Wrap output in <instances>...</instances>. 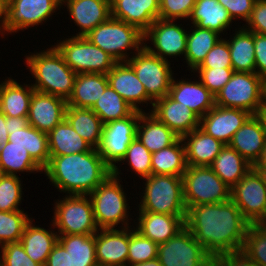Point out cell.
<instances>
[{
	"label": "cell",
	"mask_w": 266,
	"mask_h": 266,
	"mask_svg": "<svg viewBox=\"0 0 266 266\" xmlns=\"http://www.w3.org/2000/svg\"><path fill=\"white\" fill-rule=\"evenodd\" d=\"M229 13L230 17H242L246 22L251 17V13L256 0H217Z\"/></svg>",
	"instance_id": "f5cc1de1"
},
{
	"label": "cell",
	"mask_w": 266,
	"mask_h": 266,
	"mask_svg": "<svg viewBox=\"0 0 266 266\" xmlns=\"http://www.w3.org/2000/svg\"><path fill=\"white\" fill-rule=\"evenodd\" d=\"M192 33L187 34L185 58L188 65L195 70L206 58L207 53L220 40L218 33L209 29H201L194 25Z\"/></svg>",
	"instance_id": "60d3db41"
},
{
	"label": "cell",
	"mask_w": 266,
	"mask_h": 266,
	"mask_svg": "<svg viewBox=\"0 0 266 266\" xmlns=\"http://www.w3.org/2000/svg\"><path fill=\"white\" fill-rule=\"evenodd\" d=\"M128 227L122 230L101 229L95 233V253L98 266H127L129 252ZM126 262V263H125Z\"/></svg>",
	"instance_id": "44dd1931"
},
{
	"label": "cell",
	"mask_w": 266,
	"mask_h": 266,
	"mask_svg": "<svg viewBox=\"0 0 266 266\" xmlns=\"http://www.w3.org/2000/svg\"><path fill=\"white\" fill-rule=\"evenodd\" d=\"M5 126H6V116L0 110V152L2 146L4 145V142H7L9 137V132Z\"/></svg>",
	"instance_id": "680465c9"
},
{
	"label": "cell",
	"mask_w": 266,
	"mask_h": 266,
	"mask_svg": "<svg viewBox=\"0 0 266 266\" xmlns=\"http://www.w3.org/2000/svg\"><path fill=\"white\" fill-rule=\"evenodd\" d=\"M254 47L255 72L266 81V35L254 33Z\"/></svg>",
	"instance_id": "9f6ffc18"
},
{
	"label": "cell",
	"mask_w": 266,
	"mask_h": 266,
	"mask_svg": "<svg viewBox=\"0 0 266 266\" xmlns=\"http://www.w3.org/2000/svg\"><path fill=\"white\" fill-rule=\"evenodd\" d=\"M137 52L130 60L126 59V62L144 85L147 95L154 101L168 95L173 80L168 59H161L144 46Z\"/></svg>",
	"instance_id": "7c38bea8"
},
{
	"label": "cell",
	"mask_w": 266,
	"mask_h": 266,
	"mask_svg": "<svg viewBox=\"0 0 266 266\" xmlns=\"http://www.w3.org/2000/svg\"><path fill=\"white\" fill-rule=\"evenodd\" d=\"M26 87L12 79L0 84V110L5 116L28 117L34 88L27 85Z\"/></svg>",
	"instance_id": "836d02e7"
},
{
	"label": "cell",
	"mask_w": 266,
	"mask_h": 266,
	"mask_svg": "<svg viewBox=\"0 0 266 266\" xmlns=\"http://www.w3.org/2000/svg\"><path fill=\"white\" fill-rule=\"evenodd\" d=\"M45 266H70L69 253L59 242L48 255Z\"/></svg>",
	"instance_id": "6f0895ef"
},
{
	"label": "cell",
	"mask_w": 266,
	"mask_h": 266,
	"mask_svg": "<svg viewBox=\"0 0 266 266\" xmlns=\"http://www.w3.org/2000/svg\"><path fill=\"white\" fill-rule=\"evenodd\" d=\"M201 83L215 96L231 79L235 72L232 68H196Z\"/></svg>",
	"instance_id": "c3c4849f"
},
{
	"label": "cell",
	"mask_w": 266,
	"mask_h": 266,
	"mask_svg": "<svg viewBox=\"0 0 266 266\" xmlns=\"http://www.w3.org/2000/svg\"><path fill=\"white\" fill-rule=\"evenodd\" d=\"M92 44L111 55L117 62H126V49L141 48L144 33L137 27L127 24L122 20L110 17L99 24L85 36ZM142 41V42H141Z\"/></svg>",
	"instance_id": "52a82bcc"
},
{
	"label": "cell",
	"mask_w": 266,
	"mask_h": 266,
	"mask_svg": "<svg viewBox=\"0 0 266 266\" xmlns=\"http://www.w3.org/2000/svg\"><path fill=\"white\" fill-rule=\"evenodd\" d=\"M196 0H159V18L175 20L190 17Z\"/></svg>",
	"instance_id": "681fc988"
},
{
	"label": "cell",
	"mask_w": 266,
	"mask_h": 266,
	"mask_svg": "<svg viewBox=\"0 0 266 266\" xmlns=\"http://www.w3.org/2000/svg\"><path fill=\"white\" fill-rule=\"evenodd\" d=\"M36 78L35 91L51 94L68 101L73 93L77 74L66 64L56 47L26 58Z\"/></svg>",
	"instance_id": "3957f363"
},
{
	"label": "cell",
	"mask_w": 266,
	"mask_h": 266,
	"mask_svg": "<svg viewBox=\"0 0 266 266\" xmlns=\"http://www.w3.org/2000/svg\"><path fill=\"white\" fill-rule=\"evenodd\" d=\"M66 64L76 73L107 74L117 61L85 36H73L56 45Z\"/></svg>",
	"instance_id": "ba28073f"
},
{
	"label": "cell",
	"mask_w": 266,
	"mask_h": 266,
	"mask_svg": "<svg viewBox=\"0 0 266 266\" xmlns=\"http://www.w3.org/2000/svg\"><path fill=\"white\" fill-rule=\"evenodd\" d=\"M258 225L262 227L264 230H266V214L264 217L258 222Z\"/></svg>",
	"instance_id": "03108f58"
},
{
	"label": "cell",
	"mask_w": 266,
	"mask_h": 266,
	"mask_svg": "<svg viewBox=\"0 0 266 266\" xmlns=\"http://www.w3.org/2000/svg\"><path fill=\"white\" fill-rule=\"evenodd\" d=\"M54 225L59 228V234L93 235L98 229L93 212L91 199L86 195H69L56 203Z\"/></svg>",
	"instance_id": "4fadbf2b"
},
{
	"label": "cell",
	"mask_w": 266,
	"mask_h": 266,
	"mask_svg": "<svg viewBox=\"0 0 266 266\" xmlns=\"http://www.w3.org/2000/svg\"><path fill=\"white\" fill-rule=\"evenodd\" d=\"M30 221L28 215L22 210L4 212L0 211V244L1 247L7 243L21 240L24 228Z\"/></svg>",
	"instance_id": "7bdbcfd3"
},
{
	"label": "cell",
	"mask_w": 266,
	"mask_h": 266,
	"mask_svg": "<svg viewBox=\"0 0 266 266\" xmlns=\"http://www.w3.org/2000/svg\"><path fill=\"white\" fill-rule=\"evenodd\" d=\"M255 117L260 122L261 128L266 133V103L263 102L254 113Z\"/></svg>",
	"instance_id": "91938a15"
},
{
	"label": "cell",
	"mask_w": 266,
	"mask_h": 266,
	"mask_svg": "<svg viewBox=\"0 0 266 266\" xmlns=\"http://www.w3.org/2000/svg\"><path fill=\"white\" fill-rule=\"evenodd\" d=\"M251 115L243 109L215 105L200 118V128L208 135L228 145L235 132L243 126Z\"/></svg>",
	"instance_id": "ac0fdd59"
},
{
	"label": "cell",
	"mask_w": 266,
	"mask_h": 266,
	"mask_svg": "<svg viewBox=\"0 0 266 266\" xmlns=\"http://www.w3.org/2000/svg\"><path fill=\"white\" fill-rule=\"evenodd\" d=\"M117 177L111 173L89 194L93 204L95 223L99 229H111L121 221L127 220L128 204Z\"/></svg>",
	"instance_id": "9c48e42d"
},
{
	"label": "cell",
	"mask_w": 266,
	"mask_h": 266,
	"mask_svg": "<svg viewBox=\"0 0 266 266\" xmlns=\"http://www.w3.org/2000/svg\"><path fill=\"white\" fill-rule=\"evenodd\" d=\"M151 114L180 138L200 127V117L169 95L154 101Z\"/></svg>",
	"instance_id": "ffe728a7"
},
{
	"label": "cell",
	"mask_w": 266,
	"mask_h": 266,
	"mask_svg": "<svg viewBox=\"0 0 266 266\" xmlns=\"http://www.w3.org/2000/svg\"><path fill=\"white\" fill-rule=\"evenodd\" d=\"M197 68H232L228 41L219 40Z\"/></svg>",
	"instance_id": "816d5d0a"
},
{
	"label": "cell",
	"mask_w": 266,
	"mask_h": 266,
	"mask_svg": "<svg viewBox=\"0 0 266 266\" xmlns=\"http://www.w3.org/2000/svg\"><path fill=\"white\" fill-rule=\"evenodd\" d=\"M117 62L106 74L109 85L135 110L142 111L136 104L153 100L147 95L144 85L127 62Z\"/></svg>",
	"instance_id": "603a6c76"
},
{
	"label": "cell",
	"mask_w": 266,
	"mask_h": 266,
	"mask_svg": "<svg viewBox=\"0 0 266 266\" xmlns=\"http://www.w3.org/2000/svg\"><path fill=\"white\" fill-rule=\"evenodd\" d=\"M173 21L156 19L144 32V40L150 37L157 51L147 45H144V47L163 60H166V55H185L186 52L187 33L180 26L174 24Z\"/></svg>",
	"instance_id": "2e32d148"
},
{
	"label": "cell",
	"mask_w": 266,
	"mask_h": 266,
	"mask_svg": "<svg viewBox=\"0 0 266 266\" xmlns=\"http://www.w3.org/2000/svg\"><path fill=\"white\" fill-rule=\"evenodd\" d=\"M109 85L106 74H77L67 106L91 109Z\"/></svg>",
	"instance_id": "f1b7e54d"
},
{
	"label": "cell",
	"mask_w": 266,
	"mask_h": 266,
	"mask_svg": "<svg viewBox=\"0 0 266 266\" xmlns=\"http://www.w3.org/2000/svg\"><path fill=\"white\" fill-rule=\"evenodd\" d=\"M1 248L0 266H41L26 254L20 241L7 243Z\"/></svg>",
	"instance_id": "f907efd6"
},
{
	"label": "cell",
	"mask_w": 266,
	"mask_h": 266,
	"mask_svg": "<svg viewBox=\"0 0 266 266\" xmlns=\"http://www.w3.org/2000/svg\"><path fill=\"white\" fill-rule=\"evenodd\" d=\"M65 1L71 17L81 28L76 36H86L111 17V0H62Z\"/></svg>",
	"instance_id": "d4e9b609"
},
{
	"label": "cell",
	"mask_w": 266,
	"mask_h": 266,
	"mask_svg": "<svg viewBox=\"0 0 266 266\" xmlns=\"http://www.w3.org/2000/svg\"><path fill=\"white\" fill-rule=\"evenodd\" d=\"M43 171L59 190L86 196L112 173L96 148L88 152L50 156Z\"/></svg>",
	"instance_id": "7a4b0ae2"
},
{
	"label": "cell",
	"mask_w": 266,
	"mask_h": 266,
	"mask_svg": "<svg viewBox=\"0 0 266 266\" xmlns=\"http://www.w3.org/2000/svg\"><path fill=\"white\" fill-rule=\"evenodd\" d=\"M58 242L69 253L70 266H98L95 253V234L58 236Z\"/></svg>",
	"instance_id": "f35d334b"
},
{
	"label": "cell",
	"mask_w": 266,
	"mask_h": 266,
	"mask_svg": "<svg viewBox=\"0 0 266 266\" xmlns=\"http://www.w3.org/2000/svg\"><path fill=\"white\" fill-rule=\"evenodd\" d=\"M62 0H10L7 10V32H16L48 19Z\"/></svg>",
	"instance_id": "e0dca14e"
},
{
	"label": "cell",
	"mask_w": 266,
	"mask_h": 266,
	"mask_svg": "<svg viewBox=\"0 0 266 266\" xmlns=\"http://www.w3.org/2000/svg\"><path fill=\"white\" fill-rule=\"evenodd\" d=\"M50 156H63L88 152L93 147L64 119L48 133Z\"/></svg>",
	"instance_id": "4dcf8cb0"
},
{
	"label": "cell",
	"mask_w": 266,
	"mask_h": 266,
	"mask_svg": "<svg viewBox=\"0 0 266 266\" xmlns=\"http://www.w3.org/2000/svg\"><path fill=\"white\" fill-rule=\"evenodd\" d=\"M158 255V244L144 237L138 231L129 233L128 265L141 263L156 259Z\"/></svg>",
	"instance_id": "ee69618b"
},
{
	"label": "cell",
	"mask_w": 266,
	"mask_h": 266,
	"mask_svg": "<svg viewBox=\"0 0 266 266\" xmlns=\"http://www.w3.org/2000/svg\"><path fill=\"white\" fill-rule=\"evenodd\" d=\"M228 45L232 69L235 72L255 73L254 33L247 28L241 29Z\"/></svg>",
	"instance_id": "74e56055"
},
{
	"label": "cell",
	"mask_w": 266,
	"mask_h": 266,
	"mask_svg": "<svg viewBox=\"0 0 266 266\" xmlns=\"http://www.w3.org/2000/svg\"><path fill=\"white\" fill-rule=\"evenodd\" d=\"M168 95L188 106L200 118L215 106V96L201 82L172 80Z\"/></svg>",
	"instance_id": "83f0119b"
},
{
	"label": "cell",
	"mask_w": 266,
	"mask_h": 266,
	"mask_svg": "<svg viewBox=\"0 0 266 266\" xmlns=\"http://www.w3.org/2000/svg\"><path fill=\"white\" fill-rule=\"evenodd\" d=\"M258 168H265L266 169V144L263 149L262 155L259 161L255 164Z\"/></svg>",
	"instance_id": "e7e4bbea"
},
{
	"label": "cell",
	"mask_w": 266,
	"mask_h": 266,
	"mask_svg": "<svg viewBox=\"0 0 266 266\" xmlns=\"http://www.w3.org/2000/svg\"><path fill=\"white\" fill-rule=\"evenodd\" d=\"M214 266H258L242 250L225 253L214 258Z\"/></svg>",
	"instance_id": "11a10c76"
},
{
	"label": "cell",
	"mask_w": 266,
	"mask_h": 266,
	"mask_svg": "<svg viewBox=\"0 0 266 266\" xmlns=\"http://www.w3.org/2000/svg\"><path fill=\"white\" fill-rule=\"evenodd\" d=\"M182 142L184 141L179 137L172 145L152 153V174L183 177L187 164L185 146H180Z\"/></svg>",
	"instance_id": "8d00e7d4"
},
{
	"label": "cell",
	"mask_w": 266,
	"mask_h": 266,
	"mask_svg": "<svg viewBox=\"0 0 266 266\" xmlns=\"http://www.w3.org/2000/svg\"><path fill=\"white\" fill-rule=\"evenodd\" d=\"M43 171L22 146L4 142L0 152V174L16 175L20 171Z\"/></svg>",
	"instance_id": "ab89813d"
},
{
	"label": "cell",
	"mask_w": 266,
	"mask_h": 266,
	"mask_svg": "<svg viewBox=\"0 0 266 266\" xmlns=\"http://www.w3.org/2000/svg\"><path fill=\"white\" fill-rule=\"evenodd\" d=\"M252 169L258 174L262 183L266 186V169L258 168L255 164L252 165Z\"/></svg>",
	"instance_id": "6125c7cd"
},
{
	"label": "cell",
	"mask_w": 266,
	"mask_h": 266,
	"mask_svg": "<svg viewBox=\"0 0 266 266\" xmlns=\"http://www.w3.org/2000/svg\"><path fill=\"white\" fill-rule=\"evenodd\" d=\"M139 212L186 216L183 178L173 175H150Z\"/></svg>",
	"instance_id": "277c9868"
},
{
	"label": "cell",
	"mask_w": 266,
	"mask_h": 266,
	"mask_svg": "<svg viewBox=\"0 0 266 266\" xmlns=\"http://www.w3.org/2000/svg\"><path fill=\"white\" fill-rule=\"evenodd\" d=\"M129 266H162V265L159 262V260L156 258V259H153V260H150V261L141 262V263H135V264H132V265H129Z\"/></svg>",
	"instance_id": "be15d7a7"
},
{
	"label": "cell",
	"mask_w": 266,
	"mask_h": 266,
	"mask_svg": "<svg viewBox=\"0 0 266 266\" xmlns=\"http://www.w3.org/2000/svg\"><path fill=\"white\" fill-rule=\"evenodd\" d=\"M9 132L8 141L12 145L24 147L31 158L44 169L50 160L48 134L29 125L28 117L6 116V126Z\"/></svg>",
	"instance_id": "9a60e30c"
},
{
	"label": "cell",
	"mask_w": 266,
	"mask_h": 266,
	"mask_svg": "<svg viewBox=\"0 0 266 266\" xmlns=\"http://www.w3.org/2000/svg\"><path fill=\"white\" fill-rule=\"evenodd\" d=\"M66 108L65 99L34 90L30 101L28 123L48 134L65 119Z\"/></svg>",
	"instance_id": "d6986e66"
},
{
	"label": "cell",
	"mask_w": 266,
	"mask_h": 266,
	"mask_svg": "<svg viewBox=\"0 0 266 266\" xmlns=\"http://www.w3.org/2000/svg\"><path fill=\"white\" fill-rule=\"evenodd\" d=\"M141 122L144 124H138L136 137L151 153L172 145L179 138L151 113L147 115L140 111L139 123Z\"/></svg>",
	"instance_id": "f546056e"
},
{
	"label": "cell",
	"mask_w": 266,
	"mask_h": 266,
	"mask_svg": "<svg viewBox=\"0 0 266 266\" xmlns=\"http://www.w3.org/2000/svg\"><path fill=\"white\" fill-rule=\"evenodd\" d=\"M249 225L231 199L186 210L185 227L213 258L242 250Z\"/></svg>",
	"instance_id": "6da1fadb"
},
{
	"label": "cell",
	"mask_w": 266,
	"mask_h": 266,
	"mask_svg": "<svg viewBox=\"0 0 266 266\" xmlns=\"http://www.w3.org/2000/svg\"><path fill=\"white\" fill-rule=\"evenodd\" d=\"M247 23L248 31L266 35V0H256Z\"/></svg>",
	"instance_id": "db71d44e"
},
{
	"label": "cell",
	"mask_w": 266,
	"mask_h": 266,
	"mask_svg": "<svg viewBox=\"0 0 266 266\" xmlns=\"http://www.w3.org/2000/svg\"><path fill=\"white\" fill-rule=\"evenodd\" d=\"M193 25L201 29L223 32L232 21L228 11L217 0H196L190 15Z\"/></svg>",
	"instance_id": "d590c367"
},
{
	"label": "cell",
	"mask_w": 266,
	"mask_h": 266,
	"mask_svg": "<svg viewBox=\"0 0 266 266\" xmlns=\"http://www.w3.org/2000/svg\"><path fill=\"white\" fill-rule=\"evenodd\" d=\"M58 234L46 229L32 226L31 220L26 224L20 242L26 254L41 266H45L48 255L58 243Z\"/></svg>",
	"instance_id": "d6a6232c"
},
{
	"label": "cell",
	"mask_w": 266,
	"mask_h": 266,
	"mask_svg": "<svg viewBox=\"0 0 266 266\" xmlns=\"http://www.w3.org/2000/svg\"><path fill=\"white\" fill-rule=\"evenodd\" d=\"M65 119L93 148L100 146L103 123L92 109L67 106Z\"/></svg>",
	"instance_id": "e575fe53"
},
{
	"label": "cell",
	"mask_w": 266,
	"mask_h": 266,
	"mask_svg": "<svg viewBox=\"0 0 266 266\" xmlns=\"http://www.w3.org/2000/svg\"><path fill=\"white\" fill-rule=\"evenodd\" d=\"M264 102L266 103V89H265Z\"/></svg>",
	"instance_id": "003e7915"
},
{
	"label": "cell",
	"mask_w": 266,
	"mask_h": 266,
	"mask_svg": "<svg viewBox=\"0 0 266 266\" xmlns=\"http://www.w3.org/2000/svg\"><path fill=\"white\" fill-rule=\"evenodd\" d=\"M265 144L266 133L255 115H251L243 126L235 132L228 145L251 165H254L259 161Z\"/></svg>",
	"instance_id": "cb8c5ba5"
},
{
	"label": "cell",
	"mask_w": 266,
	"mask_h": 266,
	"mask_svg": "<svg viewBox=\"0 0 266 266\" xmlns=\"http://www.w3.org/2000/svg\"><path fill=\"white\" fill-rule=\"evenodd\" d=\"M151 157L152 153L136 137L129 145L122 161L128 159L129 165L136 173L146 178L152 175Z\"/></svg>",
	"instance_id": "7dc6e473"
},
{
	"label": "cell",
	"mask_w": 266,
	"mask_h": 266,
	"mask_svg": "<svg viewBox=\"0 0 266 266\" xmlns=\"http://www.w3.org/2000/svg\"><path fill=\"white\" fill-rule=\"evenodd\" d=\"M230 199L250 224H258L266 214V186L252 168L231 188Z\"/></svg>",
	"instance_id": "5bb4252c"
},
{
	"label": "cell",
	"mask_w": 266,
	"mask_h": 266,
	"mask_svg": "<svg viewBox=\"0 0 266 266\" xmlns=\"http://www.w3.org/2000/svg\"><path fill=\"white\" fill-rule=\"evenodd\" d=\"M21 183L17 175L0 174V211H18L21 201Z\"/></svg>",
	"instance_id": "bcb514c9"
},
{
	"label": "cell",
	"mask_w": 266,
	"mask_h": 266,
	"mask_svg": "<svg viewBox=\"0 0 266 266\" xmlns=\"http://www.w3.org/2000/svg\"><path fill=\"white\" fill-rule=\"evenodd\" d=\"M186 216L168 215L154 212H140L138 231L157 244L174 237L185 227Z\"/></svg>",
	"instance_id": "484cf974"
},
{
	"label": "cell",
	"mask_w": 266,
	"mask_h": 266,
	"mask_svg": "<svg viewBox=\"0 0 266 266\" xmlns=\"http://www.w3.org/2000/svg\"><path fill=\"white\" fill-rule=\"evenodd\" d=\"M111 17L144 33L159 19V0H111Z\"/></svg>",
	"instance_id": "7402d4cb"
},
{
	"label": "cell",
	"mask_w": 266,
	"mask_h": 266,
	"mask_svg": "<svg viewBox=\"0 0 266 266\" xmlns=\"http://www.w3.org/2000/svg\"><path fill=\"white\" fill-rule=\"evenodd\" d=\"M91 109L100 117L103 124L126 118L135 111L110 85Z\"/></svg>",
	"instance_id": "b9f144b4"
},
{
	"label": "cell",
	"mask_w": 266,
	"mask_h": 266,
	"mask_svg": "<svg viewBox=\"0 0 266 266\" xmlns=\"http://www.w3.org/2000/svg\"><path fill=\"white\" fill-rule=\"evenodd\" d=\"M7 10H8V2L6 0H0V18L3 16L2 25L5 31H7L6 23H7Z\"/></svg>",
	"instance_id": "94428289"
},
{
	"label": "cell",
	"mask_w": 266,
	"mask_h": 266,
	"mask_svg": "<svg viewBox=\"0 0 266 266\" xmlns=\"http://www.w3.org/2000/svg\"><path fill=\"white\" fill-rule=\"evenodd\" d=\"M157 259L162 266H214V258L186 227L158 244Z\"/></svg>",
	"instance_id": "8fae6325"
},
{
	"label": "cell",
	"mask_w": 266,
	"mask_h": 266,
	"mask_svg": "<svg viewBox=\"0 0 266 266\" xmlns=\"http://www.w3.org/2000/svg\"><path fill=\"white\" fill-rule=\"evenodd\" d=\"M265 84L266 81L256 72H234L215 95V105L243 109L254 115L264 102Z\"/></svg>",
	"instance_id": "8992f818"
},
{
	"label": "cell",
	"mask_w": 266,
	"mask_h": 266,
	"mask_svg": "<svg viewBox=\"0 0 266 266\" xmlns=\"http://www.w3.org/2000/svg\"><path fill=\"white\" fill-rule=\"evenodd\" d=\"M187 166H210L225 146L220 140L208 135L200 127L184 135Z\"/></svg>",
	"instance_id": "4316f807"
},
{
	"label": "cell",
	"mask_w": 266,
	"mask_h": 266,
	"mask_svg": "<svg viewBox=\"0 0 266 266\" xmlns=\"http://www.w3.org/2000/svg\"><path fill=\"white\" fill-rule=\"evenodd\" d=\"M139 118L140 111L135 110L126 118L103 124L102 138L97 149L113 175H119V169L113 162L122 161L129 145L136 138Z\"/></svg>",
	"instance_id": "30bf717a"
},
{
	"label": "cell",
	"mask_w": 266,
	"mask_h": 266,
	"mask_svg": "<svg viewBox=\"0 0 266 266\" xmlns=\"http://www.w3.org/2000/svg\"><path fill=\"white\" fill-rule=\"evenodd\" d=\"M186 208L230 200V190L210 166H187L183 174Z\"/></svg>",
	"instance_id": "5b68a950"
},
{
	"label": "cell",
	"mask_w": 266,
	"mask_h": 266,
	"mask_svg": "<svg viewBox=\"0 0 266 266\" xmlns=\"http://www.w3.org/2000/svg\"><path fill=\"white\" fill-rule=\"evenodd\" d=\"M210 168L230 188L237 184L252 168L235 149L225 145Z\"/></svg>",
	"instance_id": "1f68e13d"
},
{
	"label": "cell",
	"mask_w": 266,
	"mask_h": 266,
	"mask_svg": "<svg viewBox=\"0 0 266 266\" xmlns=\"http://www.w3.org/2000/svg\"><path fill=\"white\" fill-rule=\"evenodd\" d=\"M242 251L258 266H266V230L258 224H250Z\"/></svg>",
	"instance_id": "f6af8a7d"
}]
</instances>
